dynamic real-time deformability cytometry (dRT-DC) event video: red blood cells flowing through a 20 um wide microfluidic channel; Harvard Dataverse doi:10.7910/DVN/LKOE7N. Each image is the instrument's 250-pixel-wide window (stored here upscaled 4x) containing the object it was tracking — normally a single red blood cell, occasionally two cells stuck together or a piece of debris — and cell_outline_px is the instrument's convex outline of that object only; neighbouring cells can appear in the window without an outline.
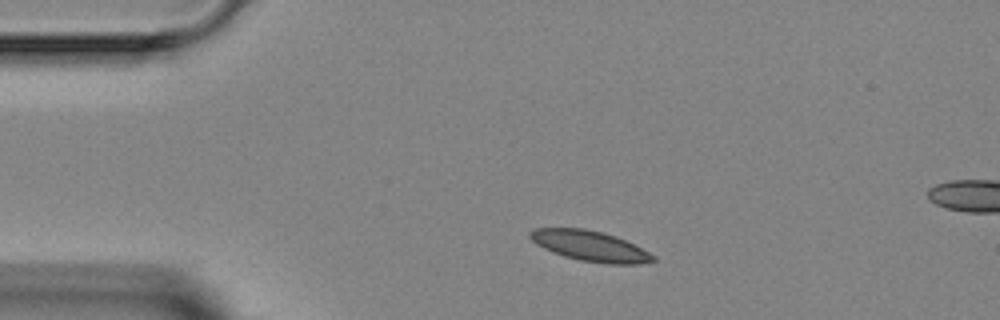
{"species": "Egyptian fruit bat (a non-hibernating species)", "species_latin": "Rousettus aegyptiacus", "temperature_condition": "room temperature", "stored_images_in_passage": 3, "camera_frame_rate_fps": 3000, "um_per_image_px": 0.085, "animal": {"sex": "female"}, "frame": {"image": 1, "passage_image": 1, "time_ms": 0.0, "image_size_px": [1000, 320], "cell_outline_px": [[656, 260], [640, 264], [608, 264], [580, 260], [564, 256], [552, 252], [536, 244], [528, 236], [528, 232], [536, 228], [584, 228], [604, 232], [616, 236], [656, 256]], "centroid_in_image_um": [50.14, 20.9], "position_along_channel_um": 34.9, "area_um2": 21.73}}